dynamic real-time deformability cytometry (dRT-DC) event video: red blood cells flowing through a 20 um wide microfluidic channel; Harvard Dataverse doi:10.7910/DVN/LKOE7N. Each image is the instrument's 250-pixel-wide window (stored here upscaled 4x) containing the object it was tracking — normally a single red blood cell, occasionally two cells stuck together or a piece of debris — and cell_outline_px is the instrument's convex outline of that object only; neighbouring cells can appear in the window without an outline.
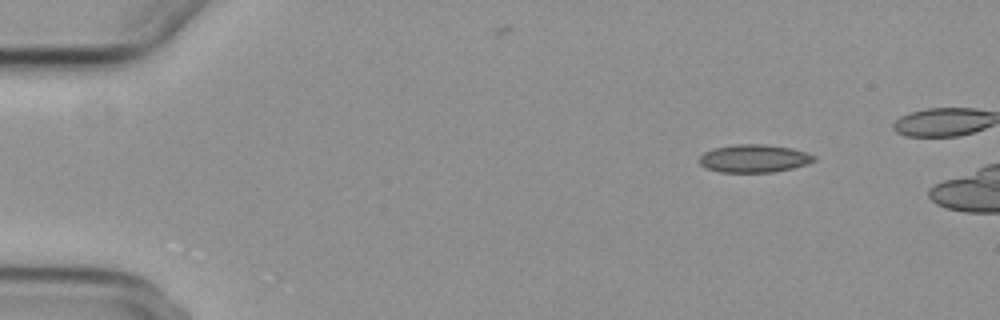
{"species": "common noctule bat (a hibernating species)", "species_latin": "Nyctalus noctula", "temperature_condition": "cold", "stored_images_in_passage": 4, "camera_frame_rate_fps": 3000, "um_per_image_px": 0.085, "animal": {"sex": "female", "body_mass_g": 29.2, "forearm_length_mm": 56.3}, "frame": {"image": 1, "passage_image": 1, "time_ms": 0.0, "image_size_px": [1000, 320], "cell_outline_px": [[816, 160], [808, 164], [792, 168], [772, 172], [720, 172], [708, 168], [700, 164], [700, 156], [704, 152], [716, 148], [736, 144], [764, 144], [792, 148], [816, 156]], "centroid_in_image_um": [64.12, 13.47], "position_along_channel_um": 20.9, "area_um2": 18.5}}